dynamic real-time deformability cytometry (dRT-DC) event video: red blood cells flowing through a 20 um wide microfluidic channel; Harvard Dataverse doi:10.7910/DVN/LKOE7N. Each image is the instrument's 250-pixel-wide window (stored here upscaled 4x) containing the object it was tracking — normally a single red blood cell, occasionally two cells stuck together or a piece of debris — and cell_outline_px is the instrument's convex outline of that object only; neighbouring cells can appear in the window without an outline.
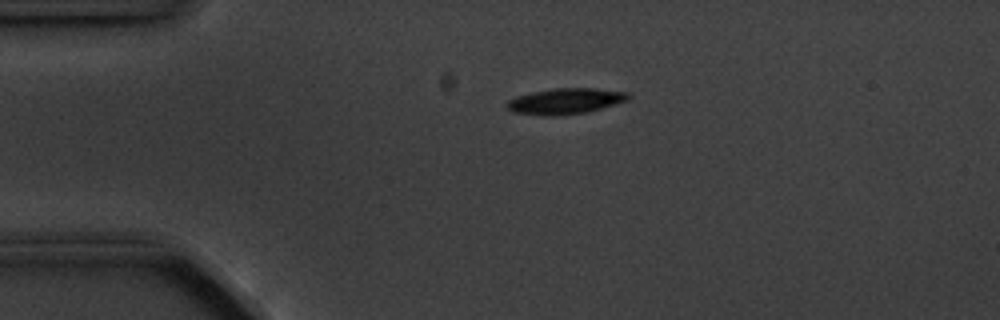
{"species": "common noctule bat (a hibernating species)", "species_latin": "Nyctalus noctula", "temperature_condition": "cold", "stored_images_in_passage": 3, "camera_frame_rate_fps": 3000, "um_per_image_px": 0.085, "animal": {"sex": "male", "body_mass_g": 20.1, "forearm_length_mm": 53.5}, "frame": {"image": 1, "passage_image": 1, "time_ms": 0.0, "image_size_px": [1000, 320], "cell_outline_px": [[632, 96], [628, 100], [588, 112], [548, 116], [544, 116], [512, 112], [504, 104], [508, 100], [516, 96], [532, 92], [556, 88], [596, 88], [628, 92]], "centroid_in_image_um": [48.05, 8.59], "position_along_channel_um": 36.9, "area_um2": 18.32}}
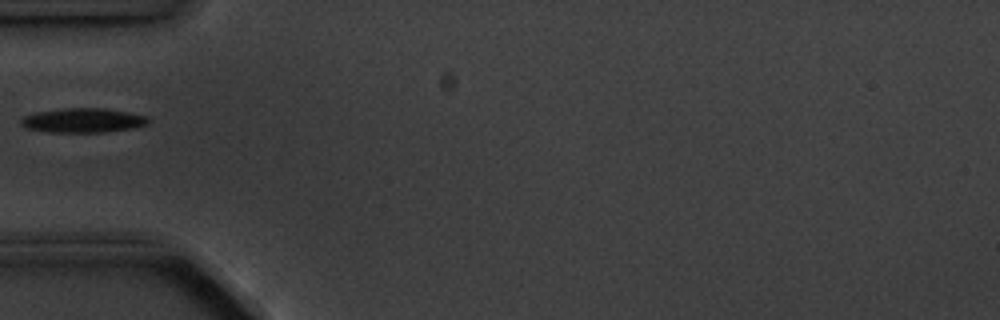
{"frame": {"image": 2, "passage_image": 3, "time_ms": 2.0, "image_size_px": [1000, 320], "cell_outline_px": [[152, 120], [148, 124], [136, 128], [104, 132], [48, 132], [28, 128], [20, 124], [20, 120], [24, 116], [40, 112], [64, 108], [104, 108], [128, 112], [148, 116]], "centroid_in_image_um": [7.14, 10.24], "position_along_channel_um": 77.9, "area_um2": 18.15}}